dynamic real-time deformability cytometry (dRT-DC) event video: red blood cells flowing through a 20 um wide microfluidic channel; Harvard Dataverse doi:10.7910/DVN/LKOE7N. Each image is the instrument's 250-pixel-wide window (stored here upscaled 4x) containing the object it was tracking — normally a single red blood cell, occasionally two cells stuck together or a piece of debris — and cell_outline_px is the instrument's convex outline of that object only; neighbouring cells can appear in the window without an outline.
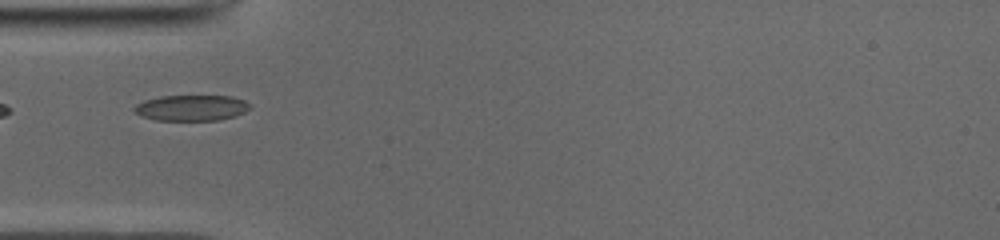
{"species": "common noctule bat (a hibernating species)", "species_latin": "Nyctalus noctula", "temperature_condition": "cold", "stored_images_in_passage": 36, "camera_frame_rate_fps": 3000, "um_per_image_px": 0.085, "animal": {"sex": "male", "body_mass_g": 19.0, "forearm_length_mm": 50.8}, "frame": {"image": 1, "passage_image": 1, "time_ms": 0.0, "image_size_px": [1000, 240], "cell_outline_px": [[252, 108], [236, 116], [220, 120], [156, 120], [140, 116], [132, 108], [136, 104], [144, 100], [160, 96], [232, 96], [244, 100], [252, 104]], "centroid_in_image_um": [16.3, 9.17], "position_along_channel_um": 68.7, "area_um2": 17.57}}
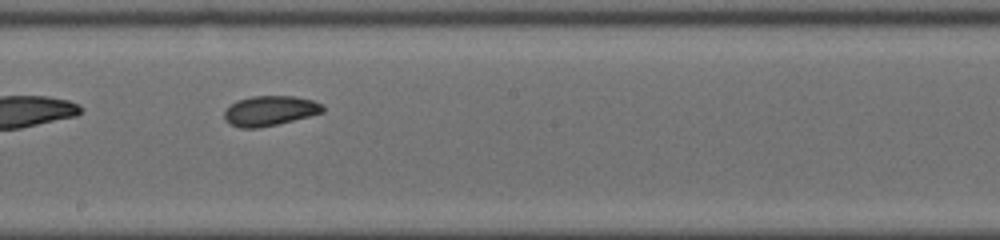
{"frame": {"image": 2, "passage_image": 13, "time_ms": 4.0, "image_size_px": [1000, 240], "cell_outline_px": [[324, 112], [276, 124], [256, 128], [240, 128], [228, 124], [224, 120], [224, 112], [236, 100], [252, 96], [296, 96], [312, 100], [320, 104], [324, 108]], "centroid_in_image_um": [22.89, 9.41], "position_along_channel_um": 225.3, "area_um2": 17.05}}
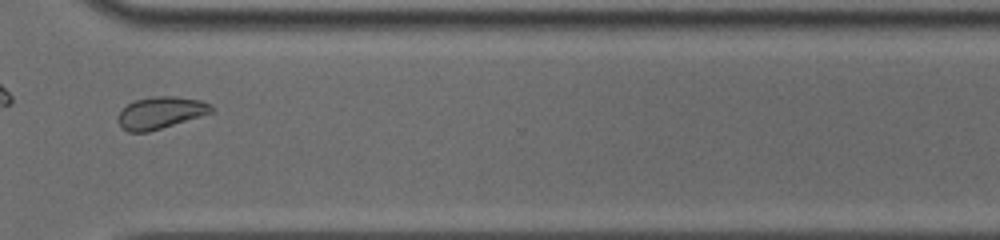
{"frame": {"image": 3, "passage_image": 23, "time_ms": 7.333, "image_size_px": [1000, 240], "cell_outline_px": [[212, 112], [200, 116], [148, 132], [128, 132], [120, 128], [116, 120], [116, 116], [128, 104], [136, 100], [152, 96], [172, 96], [200, 100], [212, 104]], "centroid_in_image_um": [13.59, 9.59], "position_along_channel_um": 357.0, "area_um2": 17.34}}